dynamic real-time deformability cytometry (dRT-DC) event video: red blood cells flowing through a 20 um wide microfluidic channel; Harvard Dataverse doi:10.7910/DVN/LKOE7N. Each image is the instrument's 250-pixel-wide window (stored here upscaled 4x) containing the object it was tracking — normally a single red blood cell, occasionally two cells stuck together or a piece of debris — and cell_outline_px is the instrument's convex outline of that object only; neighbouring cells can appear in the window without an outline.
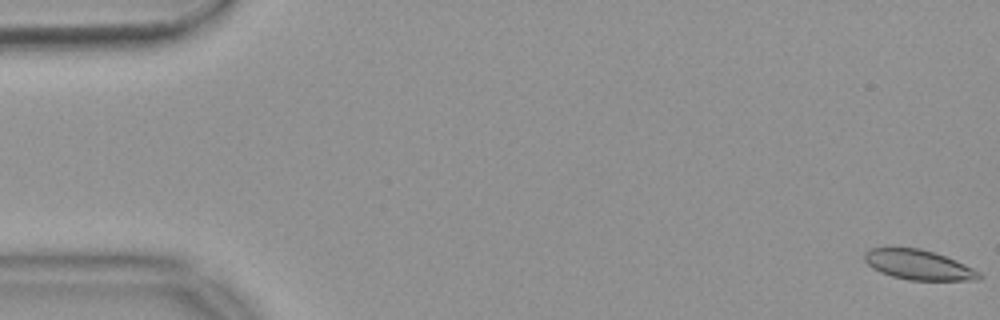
{"species": "common noctule bat (a hibernating species)", "species_latin": "Nyctalus noctula", "temperature_condition": "warm", "stored_images_in_passage": 15, "camera_frame_rate_fps": 3000, "um_per_image_px": 0.085, "animal": {"sex": "female", "body_mass_g": 18.4}, "frame": {"image": 1, "passage_image": 1, "time_ms": 0.0, "image_size_px": [1000, 320], "cell_outline_px": [[984, 276], [980, 280], [908, 280], [892, 276], [880, 272], [872, 268], [864, 260], [864, 252], [868, 248], [920, 248], [956, 260], [980, 272]], "centroid_in_image_um": [78.07, 22.52], "position_along_channel_um": 6.9, "area_um2": 19.94}}
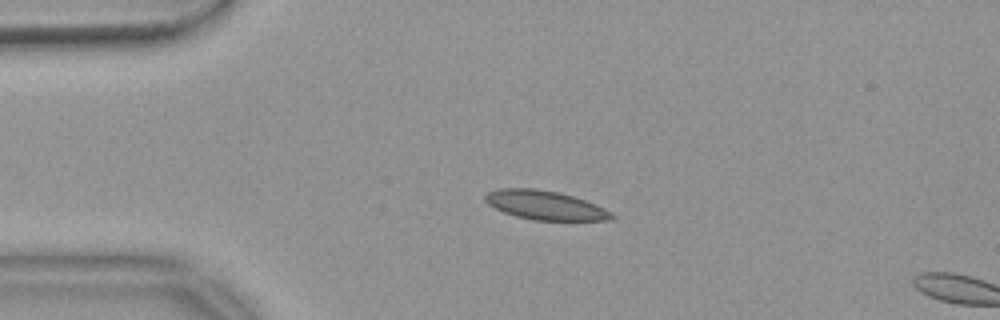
{"frame": {"image": 2, "passage_image": 13, "time_ms": 4.0, "image_size_px": [1000, 320], "cell_outline_px": [[616, 216], [612, 220], [532, 220], [516, 216], [504, 212], [488, 204], [484, 200], [484, 196], [488, 192], [500, 188], [532, 188], [556, 192], [572, 196], [584, 200], [604, 208], [612, 212]], "centroid_in_image_um": [46.33, 17.45], "position_along_channel_um": 38.7, "area_um2": 21.21}}